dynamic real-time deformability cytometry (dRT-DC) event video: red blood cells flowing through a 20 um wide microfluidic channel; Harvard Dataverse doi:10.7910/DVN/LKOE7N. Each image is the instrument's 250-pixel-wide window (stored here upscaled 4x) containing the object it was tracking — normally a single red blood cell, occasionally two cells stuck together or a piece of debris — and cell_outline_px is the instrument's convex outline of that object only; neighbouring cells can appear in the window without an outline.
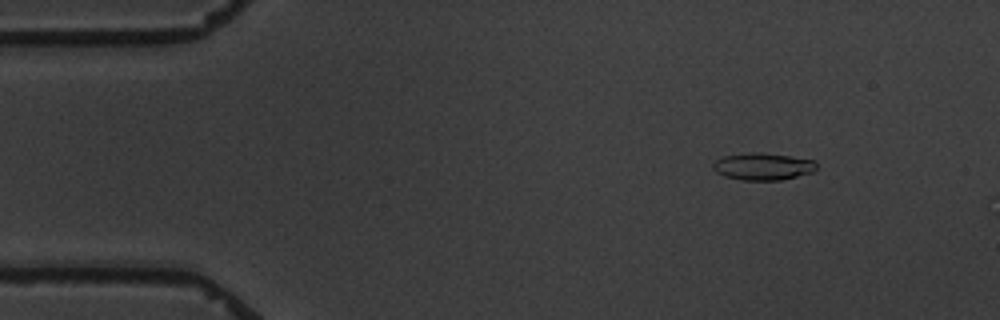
{"species": "common noctule bat (a hibernating species)", "species_latin": "Nyctalus noctula", "temperature_condition": "warm", "stored_images_in_passage": 4, "camera_frame_rate_fps": 3000, "um_per_image_px": 0.085, "animal": {"sex": "male", "body_mass_g": 19.5, "forearm_length_mm": 54.6}, "frame": {"image": 1, "passage_image": 2, "time_ms": 1.0, "image_size_px": [1000, 320], "cell_outline_px": [[816, 168], [812, 172], [780, 180], [740, 180], [724, 176], [716, 172], [712, 168], [712, 164], [716, 160], [724, 156], [752, 152], [756, 152], [788, 156], [816, 160]], "centroid_in_image_um": [64.82, 14.15], "position_along_channel_um": 20.2, "area_um2": 16.24}}